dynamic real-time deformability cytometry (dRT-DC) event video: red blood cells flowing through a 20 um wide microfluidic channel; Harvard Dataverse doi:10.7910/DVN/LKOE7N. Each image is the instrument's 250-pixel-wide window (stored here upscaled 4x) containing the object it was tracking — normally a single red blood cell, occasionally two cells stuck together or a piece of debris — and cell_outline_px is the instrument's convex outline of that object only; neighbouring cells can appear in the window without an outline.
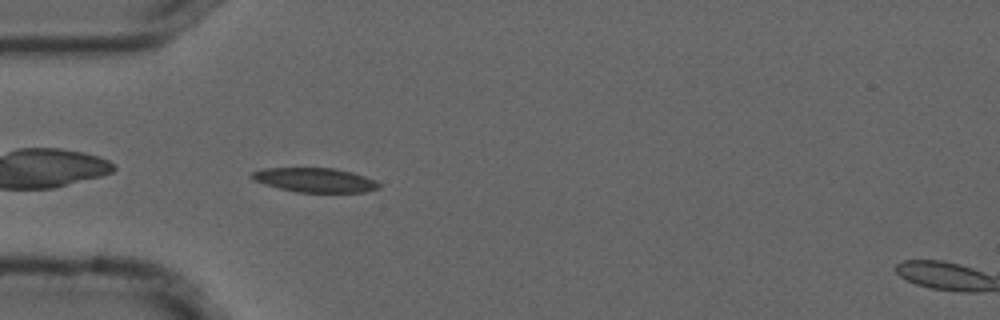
{"species": "common noctule bat (a hibernating species)", "species_latin": "Nyctalus noctula", "temperature_condition": "cold", "stored_images_in_passage": 2, "camera_frame_rate_fps": 3000, "um_per_image_px": 0.085, "animal": {"sex": "male", "forearm_length_mm": 52.5}, "frame": {"image": 1, "passage_image": 2, "time_ms": 0.333, "image_size_px": [1000, 320], "cell_outline_px": [[380, 188], [364, 192], [296, 192], [264, 184], [252, 180], [248, 176], [252, 172], [264, 168], [336, 168], [352, 172], [376, 180], [380, 184]], "centroid_in_image_um": [26.75, 15.3], "position_along_channel_um": 58.3, "area_um2": 18.09}}